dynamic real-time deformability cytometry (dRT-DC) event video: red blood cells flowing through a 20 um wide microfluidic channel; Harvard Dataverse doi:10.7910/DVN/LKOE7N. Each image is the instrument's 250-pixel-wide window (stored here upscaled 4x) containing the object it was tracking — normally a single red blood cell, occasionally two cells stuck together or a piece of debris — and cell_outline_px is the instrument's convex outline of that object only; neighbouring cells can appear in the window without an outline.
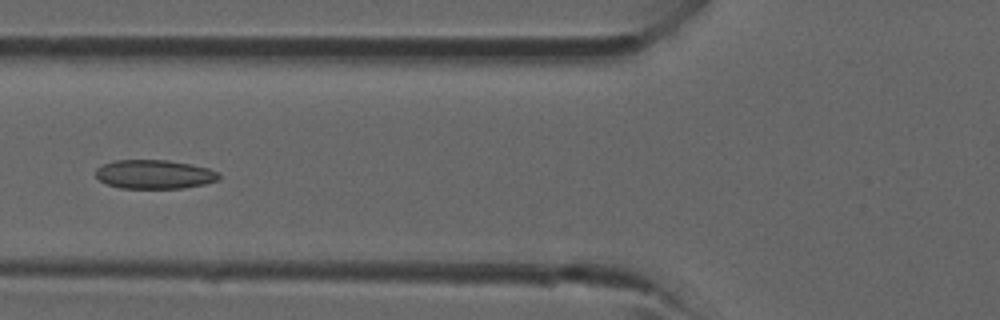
{"species": "common noctule bat (a hibernating species)", "species_latin": "Nyctalus noctula", "temperature_condition": "room temperature", "stored_images_in_passage": 35, "camera_frame_rate_fps": 3000, "um_per_image_px": 0.085, "animal": {"sex": "male", "forearm_length_mm": 52.5}, "frame": {"image": 1, "passage_image": 10, "time_ms": 3.0, "image_size_px": [1000, 320], "cell_outline_px": [[220, 180], [204, 184], [184, 188], [120, 188], [108, 184], [100, 180], [96, 176], [96, 168], [104, 164], [116, 160], [168, 160], [192, 164], [208, 168], [220, 172]], "centroid_in_image_um": [13.17, 14.81], "position_along_channel_um": 112.6, "area_um2": 20.87}}
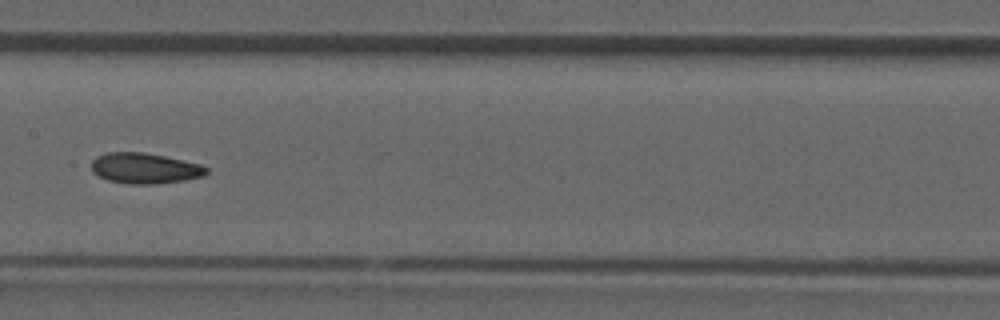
{"frame": {"image": 2, "passage_image": 15, "time_ms": 4.667, "image_size_px": [1000, 320], "cell_outline_px": [[208, 172], [204, 176], [184, 180], [156, 184], [128, 184], [108, 180], [92, 172], [92, 160], [96, 156], [108, 152], [144, 152], [164, 156], [200, 164], [208, 168]], "centroid_in_image_um": [12.3, 14.3], "position_along_channel_um": 195.1, "area_um2": 20.52}}
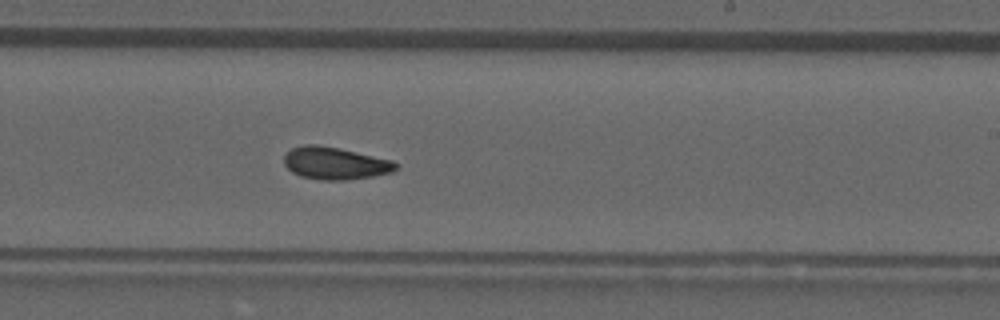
{"frame": {"image": 3, "passage_image": 19, "time_ms": 6.0, "image_size_px": [1000, 320], "cell_outline_px": [[396, 168], [392, 172], [372, 176], [344, 180], [324, 180], [300, 176], [292, 172], [284, 164], [284, 156], [292, 148], [304, 144], [316, 144], [340, 148], [392, 160], [396, 164]], "centroid_in_image_um": [28.45, 13.87], "position_along_channel_um": 260.5, "area_um2": 20.92}}